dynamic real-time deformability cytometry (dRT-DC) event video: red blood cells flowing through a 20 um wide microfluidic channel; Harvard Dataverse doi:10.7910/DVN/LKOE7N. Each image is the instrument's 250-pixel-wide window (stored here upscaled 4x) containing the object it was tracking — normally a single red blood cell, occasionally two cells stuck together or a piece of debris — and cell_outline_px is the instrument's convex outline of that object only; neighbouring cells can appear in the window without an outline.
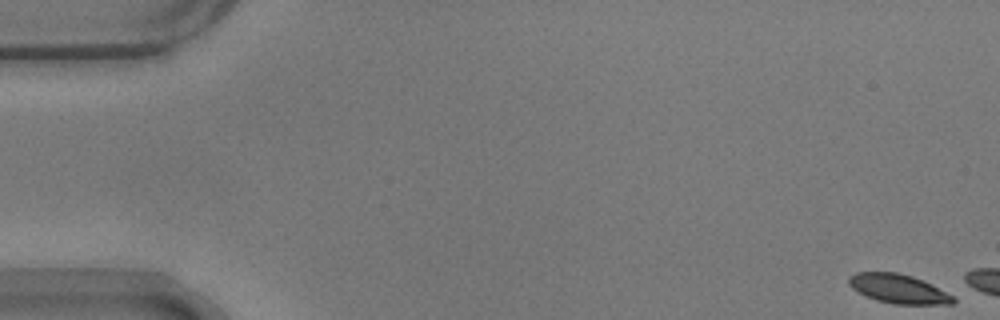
{"species": "common noctule bat (a hibernating species)", "species_latin": "Nyctalus noctula", "temperature_condition": "warm", "stored_images_in_passage": 6, "camera_frame_rate_fps": 3000, "um_per_image_px": 0.085, "animal": {"sex": "male", "body_mass_g": 17.9}, "frame": {"image": 1, "passage_image": 1, "time_ms": 0.0, "image_size_px": [1000, 320], "cell_outline_px": [[956, 300], [952, 304], [892, 304], [876, 300], [852, 288], [848, 284], [848, 276], [856, 272], [896, 272], [912, 276], [924, 280], [932, 284], [952, 296]], "centroid_in_image_um": [76.35, 24.54], "position_along_channel_um": 8.6, "area_um2": 17.63}}